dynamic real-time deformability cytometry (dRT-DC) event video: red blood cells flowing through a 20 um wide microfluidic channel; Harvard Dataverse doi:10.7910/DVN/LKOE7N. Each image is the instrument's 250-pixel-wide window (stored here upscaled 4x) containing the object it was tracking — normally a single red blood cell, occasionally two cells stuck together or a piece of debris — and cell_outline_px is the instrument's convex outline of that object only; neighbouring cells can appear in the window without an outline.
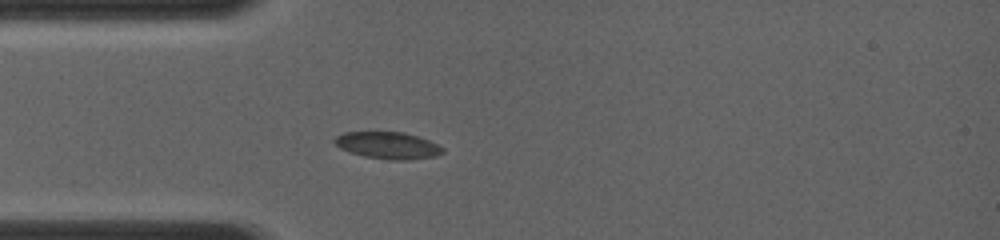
{"species": "common noctule bat (a hibernating species)", "species_latin": "Nyctalus noctula", "temperature_condition": "room temperature", "stored_images_in_passage": 6, "camera_frame_rate_fps": 4000, "um_per_image_px": 0.085, "animal": {"sex": "female", "body_mass_g": 19.0, "forearm_length_mm": 56.7}, "frame": {"image": 1, "passage_image": 1, "time_ms": 0.0, "image_size_px": [1000, 240], "cell_outline_px": [[444, 152], [436, 156], [408, 160], [388, 160], [364, 156], [348, 152], [340, 148], [332, 140], [336, 136], [344, 132], [404, 132], [428, 140], [444, 148]], "centroid_in_image_um": [32.95, 12.36], "position_along_channel_um": 52.1, "area_um2": 16.99}}
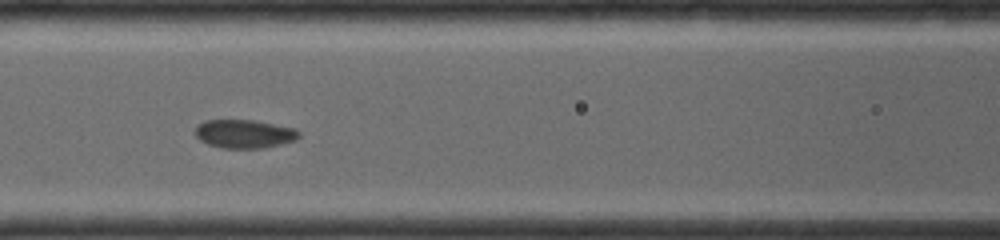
{"frame": {"image": 2, "passage_image": 5, "time_ms": 2.25, "image_size_px": [1000, 240], "cell_outline_px": [[300, 136], [296, 140], [264, 148], [220, 148], [208, 144], [200, 140], [192, 132], [204, 120], [256, 120], [296, 128], [300, 132]], "centroid_in_image_um": [20.78, 11.37], "position_along_channel_um": 145.8, "area_um2": 17.46}}
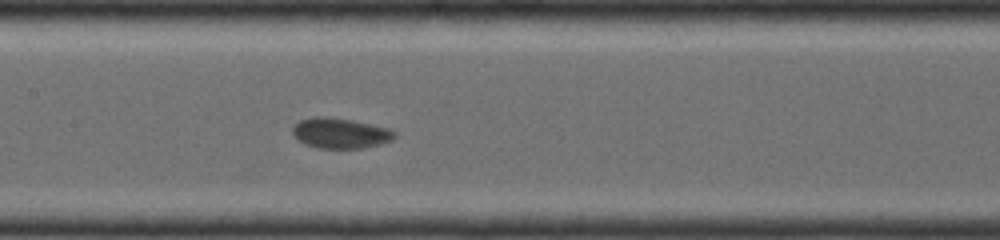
{"frame": {"image": 3, "passage_image": 6, "time_ms": 3.0, "image_size_px": [1000, 240], "cell_outline_px": [[396, 136], [392, 140], [380, 144], [364, 148], [316, 148], [304, 144], [292, 132], [292, 128], [300, 120], [316, 116], [324, 116], [352, 120], [392, 128], [396, 132]], "centroid_in_image_um": [28.97, 11.32], "position_along_channel_um": 178.4, "area_um2": 18.15}}